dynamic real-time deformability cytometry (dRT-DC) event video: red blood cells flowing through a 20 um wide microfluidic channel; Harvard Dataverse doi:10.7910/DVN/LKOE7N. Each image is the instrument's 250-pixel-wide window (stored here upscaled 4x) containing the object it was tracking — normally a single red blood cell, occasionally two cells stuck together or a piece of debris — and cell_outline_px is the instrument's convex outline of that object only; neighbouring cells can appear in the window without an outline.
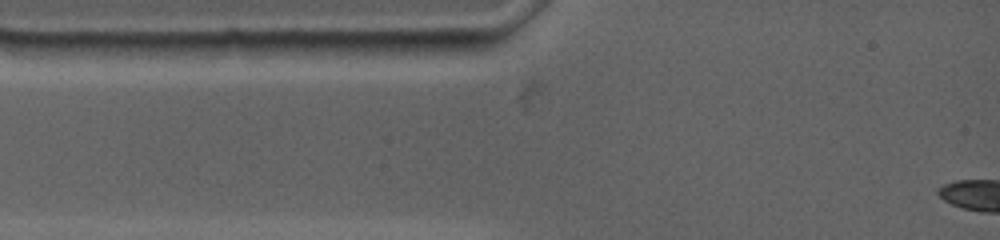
{"species": "common noctule bat (a hibernating species)", "species_latin": "Nyctalus noctula", "temperature_condition": "warm", "stored_images_in_passage": 2, "camera_frame_rate_fps": 4500, "um_per_image_px": 0.085, "animal": {"sex": "female", "body_mass_g": 19.0, "forearm_length_mm": 53.3}, "frame": {"image": 1, "passage_image": 1, "time_ms": 0.0, "image_size_px": [1000, 240], "cell_outline_px": [[504, 36], [484, 48], [452, 56], [408, 60], [364, 52], [360, 44], [364, 40], [500, 36]], "centroid_in_image_um": [36.24, 3.98], "position_along_channel_um": 48.8, "area_um2": 16.13}}